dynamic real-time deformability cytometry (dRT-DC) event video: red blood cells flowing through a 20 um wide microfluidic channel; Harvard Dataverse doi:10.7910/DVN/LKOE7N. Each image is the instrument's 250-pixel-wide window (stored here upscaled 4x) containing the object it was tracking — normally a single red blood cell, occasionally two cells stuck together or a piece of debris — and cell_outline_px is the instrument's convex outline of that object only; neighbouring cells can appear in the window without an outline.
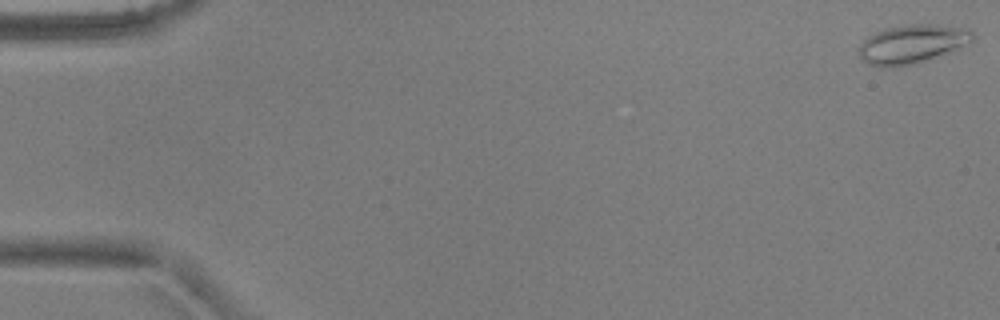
{"species": "common noctule bat (a hibernating species)", "species_latin": "Nyctalus noctula", "temperature_condition": "warm", "stored_images_in_passage": 5, "camera_frame_rate_fps": 3000, "um_per_image_px": 0.085, "animal": {"sex": "male", "body_mass_g": 17.9, "forearm_length_mm": 54.2}, "frame": {"image": 1, "passage_image": 1, "time_ms": 0.0, "image_size_px": [1000, 320], "cell_outline_px": [[976, 36], [972, 40], [944, 52], [924, 60], [912, 64], [884, 68], [880, 68], [868, 64], [860, 56], [860, 44], [868, 36], [884, 28], [908, 24], [928, 24], [956, 28], [972, 32]], "centroid_in_image_um": [77.4, 3.74], "position_along_channel_um": 7.6, "area_um2": 24.68}}